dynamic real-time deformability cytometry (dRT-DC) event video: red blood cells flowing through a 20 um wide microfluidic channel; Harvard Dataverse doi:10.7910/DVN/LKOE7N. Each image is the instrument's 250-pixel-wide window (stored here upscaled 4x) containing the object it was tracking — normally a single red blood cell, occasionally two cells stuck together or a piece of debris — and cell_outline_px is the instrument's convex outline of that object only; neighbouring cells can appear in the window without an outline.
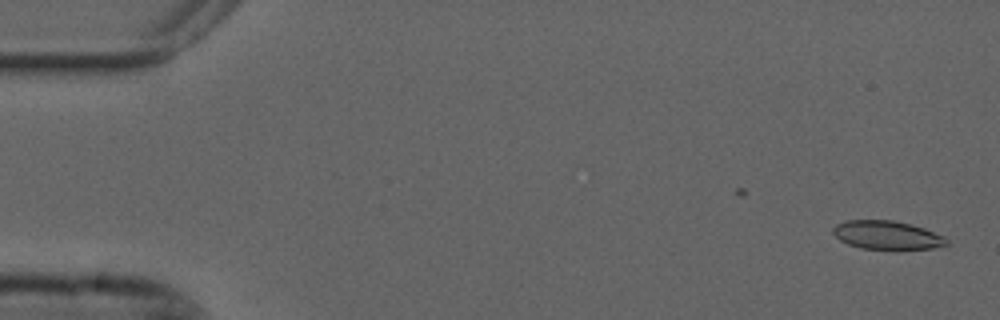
{"species": "common noctule bat (a hibernating species)", "species_latin": "Nyctalus noctula", "temperature_condition": "cold", "stored_images_in_passage": 12, "camera_frame_rate_fps": 3000, "um_per_image_px": 0.085, "animal": {"sex": "male", "forearm_length_mm": 52.5}, "frame": {"image": 1, "passage_image": 2, "time_ms": 0.333, "image_size_px": [1000, 320], "cell_outline_px": [[948, 244], [932, 248], [860, 248], [848, 244], [840, 240], [832, 232], [832, 228], [836, 224], [844, 220], [892, 220], [924, 228], [944, 236], [948, 240]], "centroid_in_image_um": [75.35, 19.96], "position_along_channel_um": 9.6, "area_um2": 18.55}}